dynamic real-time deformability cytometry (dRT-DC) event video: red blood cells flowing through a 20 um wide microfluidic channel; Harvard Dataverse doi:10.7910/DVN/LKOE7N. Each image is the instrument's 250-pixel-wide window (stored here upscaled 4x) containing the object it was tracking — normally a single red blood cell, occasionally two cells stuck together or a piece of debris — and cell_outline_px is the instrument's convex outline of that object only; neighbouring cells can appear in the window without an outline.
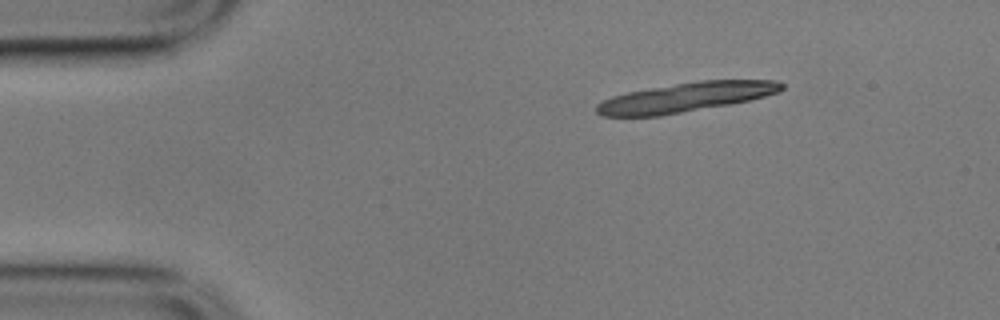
{"species": "common noctule bat (a hibernating species)", "species_latin": "Nyctalus noctula", "temperature_condition": "cold", "stored_images_in_passage": 11, "camera_frame_rate_fps": 3000, "um_per_image_px": 0.085, "animal": {"sex": "male", "body_mass_g": 17.9}, "frame": {"image": 1, "passage_image": 1, "time_ms": 0.0, "image_size_px": [1000, 320], "cell_outline_px": [[784, 88], [780, 92], [732, 104], [660, 116], [604, 116], [596, 112], [596, 104], [612, 96], [628, 92], [700, 80], [776, 80], [784, 84]], "centroid_in_image_um": [58.32, 8.27], "position_along_channel_um": 26.7, "area_um2": 31.5}}